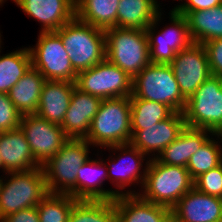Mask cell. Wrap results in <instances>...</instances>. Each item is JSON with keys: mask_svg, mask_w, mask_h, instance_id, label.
Segmentation results:
<instances>
[{"mask_svg": "<svg viewBox=\"0 0 222 222\" xmlns=\"http://www.w3.org/2000/svg\"><path fill=\"white\" fill-rule=\"evenodd\" d=\"M102 150H108L109 153L102 159L107 166V182L111 185L110 200H115L122 195H138L143 186L150 159L130 143L109 146Z\"/></svg>", "mask_w": 222, "mask_h": 222, "instance_id": "obj_1", "label": "cell"}, {"mask_svg": "<svg viewBox=\"0 0 222 222\" xmlns=\"http://www.w3.org/2000/svg\"><path fill=\"white\" fill-rule=\"evenodd\" d=\"M92 150L94 147L86 139L69 138L41 166L49 194H69L77 199L78 170L94 154Z\"/></svg>", "mask_w": 222, "mask_h": 222, "instance_id": "obj_2", "label": "cell"}, {"mask_svg": "<svg viewBox=\"0 0 222 222\" xmlns=\"http://www.w3.org/2000/svg\"><path fill=\"white\" fill-rule=\"evenodd\" d=\"M131 103L128 97L103 99L86 139L96 150L131 141Z\"/></svg>", "mask_w": 222, "mask_h": 222, "instance_id": "obj_3", "label": "cell"}, {"mask_svg": "<svg viewBox=\"0 0 222 222\" xmlns=\"http://www.w3.org/2000/svg\"><path fill=\"white\" fill-rule=\"evenodd\" d=\"M193 185L186 167L167 165L153 158L148 163L138 195L146 201L172 209Z\"/></svg>", "mask_w": 222, "mask_h": 222, "instance_id": "obj_4", "label": "cell"}, {"mask_svg": "<svg viewBox=\"0 0 222 222\" xmlns=\"http://www.w3.org/2000/svg\"><path fill=\"white\" fill-rule=\"evenodd\" d=\"M48 194L42 167L0 175V222L20 210L36 207Z\"/></svg>", "mask_w": 222, "mask_h": 222, "instance_id": "obj_5", "label": "cell"}, {"mask_svg": "<svg viewBox=\"0 0 222 222\" xmlns=\"http://www.w3.org/2000/svg\"><path fill=\"white\" fill-rule=\"evenodd\" d=\"M55 32L62 39L76 73L87 70L105 59L103 29L84 23L75 17Z\"/></svg>", "mask_w": 222, "mask_h": 222, "instance_id": "obj_6", "label": "cell"}, {"mask_svg": "<svg viewBox=\"0 0 222 222\" xmlns=\"http://www.w3.org/2000/svg\"><path fill=\"white\" fill-rule=\"evenodd\" d=\"M166 14L167 12L162 9L153 23L145 29L150 62L154 64H170L179 51L194 43L185 16L171 8ZM166 18L169 23H162Z\"/></svg>", "mask_w": 222, "mask_h": 222, "instance_id": "obj_7", "label": "cell"}, {"mask_svg": "<svg viewBox=\"0 0 222 222\" xmlns=\"http://www.w3.org/2000/svg\"><path fill=\"white\" fill-rule=\"evenodd\" d=\"M105 32V58L132 79L149 65V45L145 30L111 27Z\"/></svg>", "mask_w": 222, "mask_h": 222, "instance_id": "obj_8", "label": "cell"}, {"mask_svg": "<svg viewBox=\"0 0 222 222\" xmlns=\"http://www.w3.org/2000/svg\"><path fill=\"white\" fill-rule=\"evenodd\" d=\"M132 95L167 105L173 112L183 113L187 99L182 95L169 64L147 65L133 78Z\"/></svg>", "mask_w": 222, "mask_h": 222, "instance_id": "obj_9", "label": "cell"}, {"mask_svg": "<svg viewBox=\"0 0 222 222\" xmlns=\"http://www.w3.org/2000/svg\"><path fill=\"white\" fill-rule=\"evenodd\" d=\"M185 125L222 132V78L211 75L187 99L183 111Z\"/></svg>", "mask_w": 222, "mask_h": 222, "instance_id": "obj_10", "label": "cell"}, {"mask_svg": "<svg viewBox=\"0 0 222 222\" xmlns=\"http://www.w3.org/2000/svg\"><path fill=\"white\" fill-rule=\"evenodd\" d=\"M37 37L36 44L28 45L32 67L46 80L75 82L77 73L60 36L55 31H39Z\"/></svg>", "mask_w": 222, "mask_h": 222, "instance_id": "obj_11", "label": "cell"}, {"mask_svg": "<svg viewBox=\"0 0 222 222\" xmlns=\"http://www.w3.org/2000/svg\"><path fill=\"white\" fill-rule=\"evenodd\" d=\"M133 79L106 58L99 64L77 73L75 86L84 93L103 99L128 97Z\"/></svg>", "mask_w": 222, "mask_h": 222, "instance_id": "obj_12", "label": "cell"}, {"mask_svg": "<svg viewBox=\"0 0 222 222\" xmlns=\"http://www.w3.org/2000/svg\"><path fill=\"white\" fill-rule=\"evenodd\" d=\"M169 65L186 99L212 75L206 50L201 43L194 42L179 51Z\"/></svg>", "mask_w": 222, "mask_h": 222, "instance_id": "obj_13", "label": "cell"}, {"mask_svg": "<svg viewBox=\"0 0 222 222\" xmlns=\"http://www.w3.org/2000/svg\"><path fill=\"white\" fill-rule=\"evenodd\" d=\"M20 128L26 136L35 160L41 166L69 139L61 125L51 123L36 114L23 115Z\"/></svg>", "mask_w": 222, "mask_h": 222, "instance_id": "obj_14", "label": "cell"}, {"mask_svg": "<svg viewBox=\"0 0 222 222\" xmlns=\"http://www.w3.org/2000/svg\"><path fill=\"white\" fill-rule=\"evenodd\" d=\"M184 115L173 112L168 118L139 131H131L130 144L143 152L149 159L157 156L169 146L185 128Z\"/></svg>", "mask_w": 222, "mask_h": 222, "instance_id": "obj_15", "label": "cell"}, {"mask_svg": "<svg viewBox=\"0 0 222 222\" xmlns=\"http://www.w3.org/2000/svg\"><path fill=\"white\" fill-rule=\"evenodd\" d=\"M15 5L39 22L40 32L56 31L76 17L75 0H15Z\"/></svg>", "mask_w": 222, "mask_h": 222, "instance_id": "obj_16", "label": "cell"}, {"mask_svg": "<svg viewBox=\"0 0 222 222\" xmlns=\"http://www.w3.org/2000/svg\"><path fill=\"white\" fill-rule=\"evenodd\" d=\"M175 222H222V198L192 188L171 209Z\"/></svg>", "mask_w": 222, "mask_h": 222, "instance_id": "obj_17", "label": "cell"}, {"mask_svg": "<svg viewBox=\"0 0 222 222\" xmlns=\"http://www.w3.org/2000/svg\"><path fill=\"white\" fill-rule=\"evenodd\" d=\"M26 136L21 128L0 133V174L37 169Z\"/></svg>", "mask_w": 222, "mask_h": 222, "instance_id": "obj_18", "label": "cell"}, {"mask_svg": "<svg viewBox=\"0 0 222 222\" xmlns=\"http://www.w3.org/2000/svg\"><path fill=\"white\" fill-rule=\"evenodd\" d=\"M102 99L80 91L76 86L65 113L61 128L68 138L84 139L90 129V124L97 114Z\"/></svg>", "mask_w": 222, "mask_h": 222, "instance_id": "obj_19", "label": "cell"}, {"mask_svg": "<svg viewBox=\"0 0 222 222\" xmlns=\"http://www.w3.org/2000/svg\"><path fill=\"white\" fill-rule=\"evenodd\" d=\"M95 151L78 170L77 200H110V188L107 189L104 184L108 180L107 166L102 159L106 151L103 152L102 149Z\"/></svg>", "mask_w": 222, "mask_h": 222, "instance_id": "obj_20", "label": "cell"}, {"mask_svg": "<svg viewBox=\"0 0 222 222\" xmlns=\"http://www.w3.org/2000/svg\"><path fill=\"white\" fill-rule=\"evenodd\" d=\"M74 87L75 82L46 80L36 115L51 123L62 125Z\"/></svg>", "mask_w": 222, "mask_h": 222, "instance_id": "obj_21", "label": "cell"}, {"mask_svg": "<svg viewBox=\"0 0 222 222\" xmlns=\"http://www.w3.org/2000/svg\"><path fill=\"white\" fill-rule=\"evenodd\" d=\"M116 222H168L171 209L142 199L139 195H122L115 200Z\"/></svg>", "mask_w": 222, "mask_h": 222, "instance_id": "obj_22", "label": "cell"}, {"mask_svg": "<svg viewBox=\"0 0 222 222\" xmlns=\"http://www.w3.org/2000/svg\"><path fill=\"white\" fill-rule=\"evenodd\" d=\"M214 134L207 129H197L185 126L178 137L158 156L161 163L173 166L187 167L191 156Z\"/></svg>", "mask_w": 222, "mask_h": 222, "instance_id": "obj_23", "label": "cell"}, {"mask_svg": "<svg viewBox=\"0 0 222 222\" xmlns=\"http://www.w3.org/2000/svg\"><path fill=\"white\" fill-rule=\"evenodd\" d=\"M45 81L44 76L31 66L10 89L9 99L22 115L36 114Z\"/></svg>", "mask_w": 222, "mask_h": 222, "instance_id": "obj_24", "label": "cell"}, {"mask_svg": "<svg viewBox=\"0 0 222 222\" xmlns=\"http://www.w3.org/2000/svg\"><path fill=\"white\" fill-rule=\"evenodd\" d=\"M162 9L157 0H120L117 27L145 30Z\"/></svg>", "mask_w": 222, "mask_h": 222, "instance_id": "obj_25", "label": "cell"}, {"mask_svg": "<svg viewBox=\"0 0 222 222\" xmlns=\"http://www.w3.org/2000/svg\"><path fill=\"white\" fill-rule=\"evenodd\" d=\"M184 15L195 43L222 38V4L207 10L177 12Z\"/></svg>", "mask_w": 222, "mask_h": 222, "instance_id": "obj_26", "label": "cell"}, {"mask_svg": "<svg viewBox=\"0 0 222 222\" xmlns=\"http://www.w3.org/2000/svg\"><path fill=\"white\" fill-rule=\"evenodd\" d=\"M119 1L75 0L76 18L103 30L116 27Z\"/></svg>", "mask_w": 222, "mask_h": 222, "instance_id": "obj_27", "label": "cell"}, {"mask_svg": "<svg viewBox=\"0 0 222 222\" xmlns=\"http://www.w3.org/2000/svg\"><path fill=\"white\" fill-rule=\"evenodd\" d=\"M21 47L5 54L3 47L0 48V93L8 94L32 66L28 46Z\"/></svg>", "mask_w": 222, "mask_h": 222, "instance_id": "obj_28", "label": "cell"}, {"mask_svg": "<svg viewBox=\"0 0 222 222\" xmlns=\"http://www.w3.org/2000/svg\"><path fill=\"white\" fill-rule=\"evenodd\" d=\"M222 164V137L214 133L187 163V170L194 181L198 176Z\"/></svg>", "mask_w": 222, "mask_h": 222, "instance_id": "obj_29", "label": "cell"}, {"mask_svg": "<svg viewBox=\"0 0 222 222\" xmlns=\"http://www.w3.org/2000/svg\"><path fill=\"white\" fill-rule=\"evenodd\" d=\"M131 103V131H139L144 126H151L168 118L173 111L159 102L140 99L132 94L129 96Z\"/></svg>", "mask_w": 222, "mask_h": 222, "instance_id": "obj_30", "label": "cell"}, {"mask_svg": "<svg viewBox=\"0 0 222 222\" xmlns=\"http://www.w3.org/2000/svg\"><path fill=\"white\" fill-rule=\"evenodd\" d=\"M67 222H116L114 200H78Z\"/></svg>", "mask_w": 222, "mask_h": 222, "instance_id": "obj_31", "label": "cell"}, {"mask_svg": "<svg viewBox=\"0 0 222 222\" xmlns=\"http://www.w3.org/2000/svg\"><path fill=\"white\" fill-rule=\"evenodd\" d=\"M78 200L69 194H48L36 207L40 222H67Z\"/></svg>", "mask_w": 222, "mask_h": 222, "instance_id": "obj_32", "label": "cell"}, {"mask_svg": "<svg viewBox=\"0 0 222 222\" xmlns=\"http://www.w3.org/2000/svg\"><path fill=\"white\" fill-rule=\"evenodd\" d=\"M193 187L207 195L222 198V164L198 176Z\"/></svg>", "mask_w": 222, "mask_h": 222, "instance_id": "obj_33", "label": "cell"}, {"mask_svg": "<svg viewBox=\"0 0 222 222\" xmlns=\"http://www.w3.org/2000/svg\"><path fill=\"white\" fill-rule=\"evenodd\" d=\"M22 116L8 94L0 93V133L19 128Z\"/></svg>", "mask_w": 222, "mask_h": 222, "instance_id": "obj_34", "label": "cell"}, {"mask_svg": "<svg viewBox=\"0 0 222 222\" xmlns=\"http://www.w3.org/2000/svg\"><path fill=\"white\" fill-rule=\"evenodd\" d=\"M206 50L211 74L222 78V38L202 44Z\"/></svg>", "mask_w": 222, "mask_h": 222, "instance_id": "obj_35", "label": "cell"}, {"mask_svg": "<svg viewBox=\"0 0 222 222\" xmlns=\"http://www.w3.org/2000/svg\"><path fill=\"white\" fill-rule=\"evenodd\" d=\"M222 4V0H183L174 10L176 12H191L207 10Z\"/></svg>", "mask_w": 222, "mask_h": 222, "instance_id": "obj_36", "label": "cell"}, {"mask_svg": "<svg viewBox=\"0 0 222 222\" xmlns=\"http://www.w3.org/2000/svg\"><path fill=\"white\" fill-rule=\"evenodd\" d=\"M1 222H40L37 207H30L6 216Z\"/></svg>", "mask_w": 222, "mask_h": 222, "instance_id": "obj_37", "label": "cell"}, {"mask_svg": "<svg viewBox=\"0 0 222 222\" xmlns=\"http://www.w3.org/2000/svg\"><path fill=\"white\" fill-rule=\"evenodd\" d=\"M165 2H166V0H164ZM172 1H176V2H178L177 4H174V6H172V9H174L177 5H179L183 0H172ZM160 2H163V0H159V5H160V7H162V6H166L165 4L164 5H162L163 3H160Z\"/></svg>", "mask_w": 222, "mask_h": 222, "instance_id": "obj_38", "label": "cell"}, {"mask_svg": "<svg viewBox=\"0 0 222 222\" xmlns=\"http://www.w3.org/2000/svg\"><path fill=\"white\" fill-rule=\"evenodd\" d=\"M0 28H1V27H0ZM1 33L3 34V32H2L1 29H0V48L3 47V45H4V44H3L4 42L2 41V40H4V39L2 38L3 35H2Z\"/></svg>", "mask_w": 222, "mask_h": 222, "instance_id": "obj_39", "label": "cell"}, {"mask_svg": "<svg viewBox=\"0 0 222 222\" xmlns=\"http://www.w3.org/2000/svg\"><path fill=\"white\" fill-rule=\"evenodd\" d=\"M8 0H0V7L2 8V6H4V4L7 2ZM13 1V3H15V0H11Z\"/></svg>", "mask_w": 222, "mask_h": 222, "instance_id": "obj_40", "label": "cell"}, {"mask_svg": "<svg viewBox=\"0 0 222 222\" xmlns=\"http://www.w3.org/2000/svg\"><path fill=\"white\" fill-rule=\"evenodd\" d=\"M168 222H175L172 218Z\"/></svg>", "mask_w": 222, "mask_h": 222, "instance_id": "obj_41", "label": "cell"}]
</instances>
